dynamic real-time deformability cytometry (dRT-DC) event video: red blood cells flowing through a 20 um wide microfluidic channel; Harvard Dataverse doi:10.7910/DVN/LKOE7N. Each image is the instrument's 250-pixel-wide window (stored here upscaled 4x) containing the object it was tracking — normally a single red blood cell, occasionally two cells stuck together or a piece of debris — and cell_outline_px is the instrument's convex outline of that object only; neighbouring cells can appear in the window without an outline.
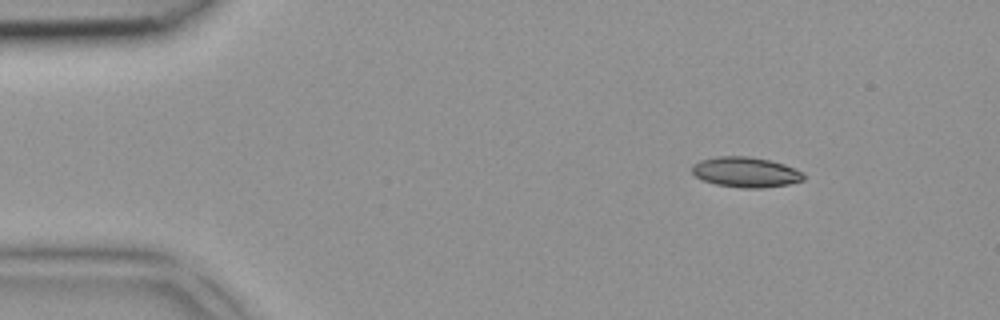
{"species": "common noctule bat (a hibernating species)", "species_latin": "Nyctalus noctula", "temperature_condition": "room temperature", "stored_images_in_passage": 3, "camera_frame_rate_fps": 3000, "um_per_image_px": 0.085, "animal": {"sex": "female", "body_mass_g": 18.4}, "frame": {"image": 1, "passage_image": 1, "time_ms": 0.0, "image_size_px": [1000, 320], "cell_outline_px": [[804, 180], [788, 184], [764, 188], [744, 188], [716, 184], [704, 180], [696, 176], [692, 172], [692, 164], [700, 160], [716, 156], [748, 156], [768, 160], [784, 164], [804, 172]], "centroid_in_image_um": [63.39, 14.63], "position_along_channel_um": 21.6, "area_um2": 19.65}}
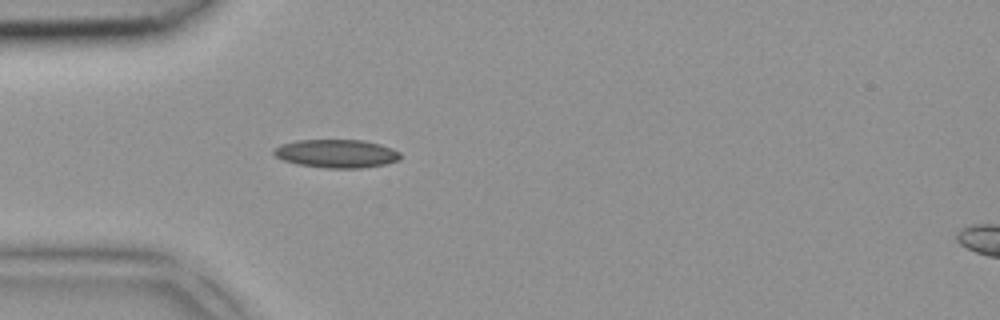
{"frame": {"image": 2, "passage_image": 3, "time_ms": 0.667, "image_size_px": [1000, 320], "cell_outline_px": [[400, 160], [384, 164], [360, 168], [328, 168], [300, 164], [284, 160], [276, 156], [272, 152], [272, 148], [280, 144], [296, 140], [364, 140], [380, 144], [392, 148], [400, 152]], "centroid_in_image_um": [28.6, 13.04], "position_along_channel_um": 56.4, "area_um2": 20.87}}